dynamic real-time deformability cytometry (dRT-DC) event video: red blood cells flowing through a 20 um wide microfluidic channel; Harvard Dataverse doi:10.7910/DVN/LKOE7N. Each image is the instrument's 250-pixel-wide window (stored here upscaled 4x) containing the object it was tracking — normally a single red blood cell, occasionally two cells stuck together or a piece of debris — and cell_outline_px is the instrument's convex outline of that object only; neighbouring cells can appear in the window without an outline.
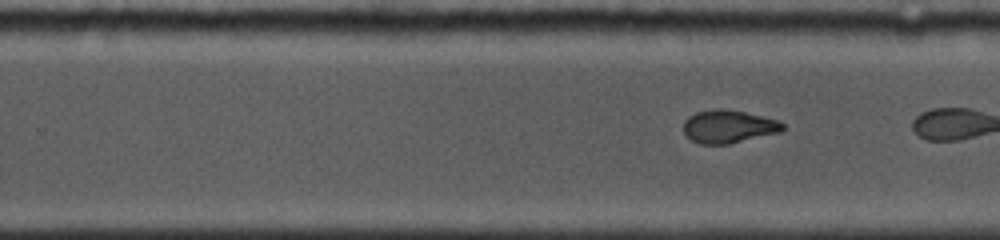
{"species": "common noctule bat (a hibernating species)", "species_latin": "Nyctalus noctula", "temperature_condition": "cold", "stored_images_in_passage": 19, "segment_of_instrument_passage": [2, 2], "camera_frame_rate_fps": 5000, "um_per_image_px": 0.085, "animal": {"sex": "female", "body_mass_g": 19.0, "forearm_length_mm": 53.3}, "frame": {"image": 1, "passage_image": 19, "time_ms": 7.6, "image_size_px": [1000, 240], "cell_outline_px": [[784, 128], [780, 132], [728, 144], [700, 144], [692, 140], [684, 132], [684, 120], [688, 116], [696, 112], [720, 108], [744, 112], [780, 120], [784, 124]], "centroid_in_image_um": [61.93, 10.75], "position_along_channel_um": 267.9, "area_um2": 18.96}}